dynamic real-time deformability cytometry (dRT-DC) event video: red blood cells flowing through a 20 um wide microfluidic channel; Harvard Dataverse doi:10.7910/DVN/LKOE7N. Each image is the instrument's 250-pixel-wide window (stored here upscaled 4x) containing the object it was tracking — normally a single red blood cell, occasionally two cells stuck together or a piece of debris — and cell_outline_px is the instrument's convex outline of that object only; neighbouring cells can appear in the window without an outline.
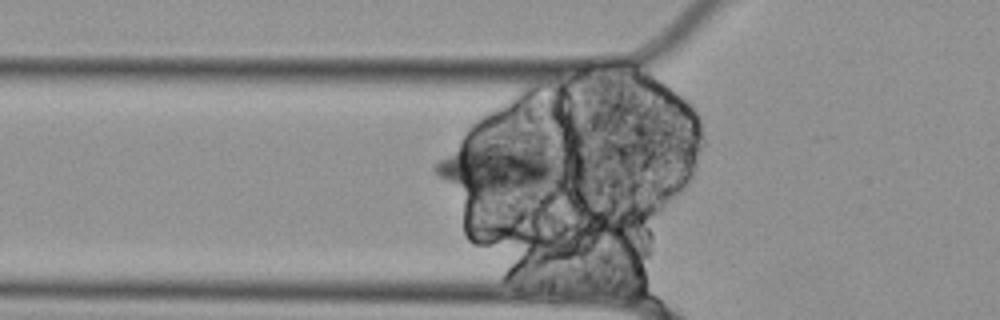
{"species": "Egyptian fruit bat (a non-hibernating species)", "species_latin": "Rousettus aegyptiacus", "temperature_condition": "cold", "stored_images_in_passage": 55, "segment_of_instrument_passage": [1, 2], "camera_frame_rate_fps": 3000, "um_per_image_px": 0.085, "animal": {"sex": "female"}, "frame": {"image": 1, "passage_image": 18, "time_ms": 5.667, "image_size_px": [1000, 320], "cell_outline_px": [[564, 172], [548, 184], [536, 192], [468, 192], [444, 180], [432, 168], [464, 136], [520, 148], [564, 160]], "centroid_in_image_um": [42.24, 14.25], "position_along_channel_um": 83.6, "area_um2": 36.99}}